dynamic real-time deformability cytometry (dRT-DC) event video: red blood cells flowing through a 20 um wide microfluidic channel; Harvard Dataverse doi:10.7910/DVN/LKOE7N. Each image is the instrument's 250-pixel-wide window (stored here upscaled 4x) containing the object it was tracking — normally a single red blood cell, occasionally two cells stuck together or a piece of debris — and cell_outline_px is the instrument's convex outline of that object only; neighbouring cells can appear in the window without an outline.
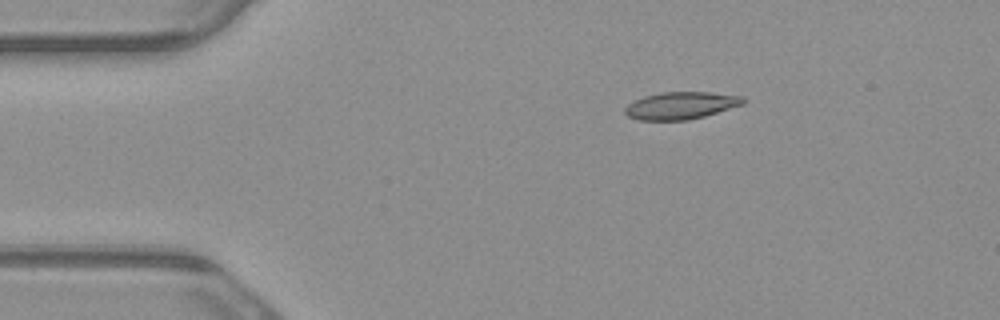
{"species": "common noctule bat (a hibernating species)", "species_latin": "Nyctalus noctula", "temperature_condition": "warm", "stored_images_in_passage": 4, "camera_frame_rate_fps": 3000, "um_per_image_px": 0.085, "animal": {"sex": "male", "body_mass_g": 23.1, "forearm_length_mm": 52.7}, "frame": {"image": 1, "passage_image": 2, "time_ms": 0.333, "image_size_px": [1000, 320], "cell_outline_px": [[748, 100], [744, 104], [704, 116], [688, 120], [640, 120], [628, 116], [624, 112], [624, 108], [628, 104], [644, 96], [660, 92], [712, 92], [744, 96]], "centroid_in_image_um": [57.92, 8.96], "position_along_channel_um": 27.1, "area_um2": 18.9}}
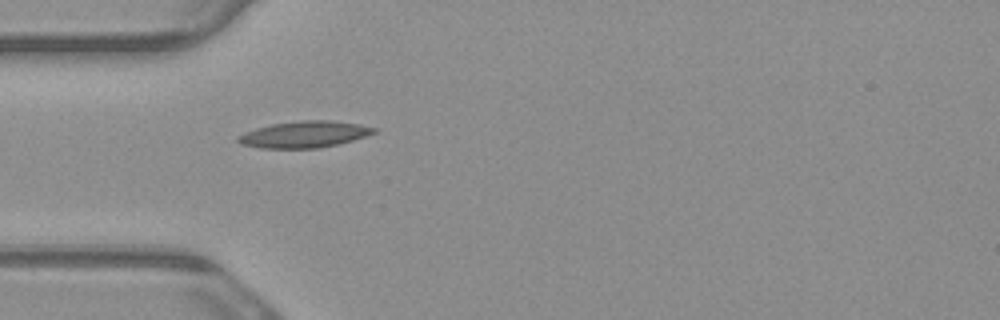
{"frame": {"image": 2, "passage_image": 4, "time_ms": 1.0, "image_size_px": [1000, 320], "cell_outline_px": [[380, 128], [376, 132], [352, 140], [320, 148], [260, 148], [240, 144], [236, 140], [236, 136], [244, 132], [256, 128], [272, 124], [300, 120], [328, 120], [360, 124]], "centroid_in_image_um": [25.85, 11.42], "position_along_channel_um": 59.2, "area_um2": 21.04}}